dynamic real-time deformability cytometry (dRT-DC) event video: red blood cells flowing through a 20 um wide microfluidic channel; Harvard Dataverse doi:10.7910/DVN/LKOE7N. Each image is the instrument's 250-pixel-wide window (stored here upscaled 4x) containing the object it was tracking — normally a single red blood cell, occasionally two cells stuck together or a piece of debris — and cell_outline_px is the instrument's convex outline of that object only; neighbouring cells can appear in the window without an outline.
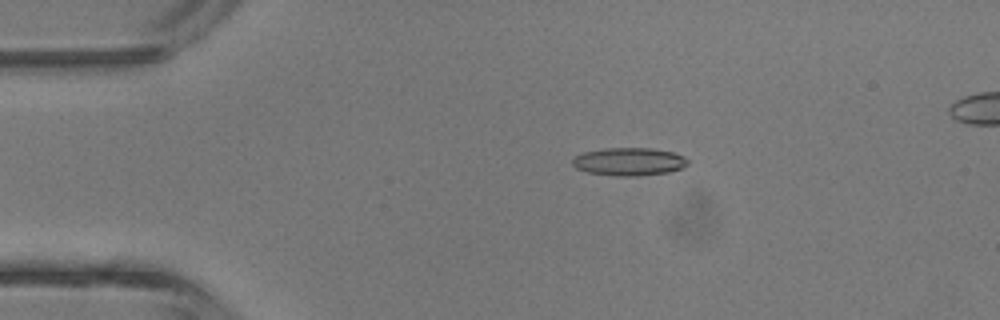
{"species": "common noctule bat (a hibernating species)", "species_latin": "Nyctalus noctula", "temperature_condition": "room temperature", "stored_images_in_passage": 16, "camera_frame_rate_fps": 3000, "um_per_image_px": 0.085, "animal": {"sex": "male", "body_mass_g": 13.3}, "frame": {"image": 1, "passage_image": 2, "time_ms": 0.333, "image_size_px": [1000, 320], "cell_outline_px": [[688, 164], [680, 168], [668, 172], [636, 176], [616, 176], [588, 172], [576, 168], [572, 164], [572, 156], [584, 152], [604, 148], [652, 148], [672, 152], [684, 156], [688, 160]], "centroid_in_image_um": [53.43, 13.73], "position_along_channel_um": 31.6, "area_um2": 18.79}}